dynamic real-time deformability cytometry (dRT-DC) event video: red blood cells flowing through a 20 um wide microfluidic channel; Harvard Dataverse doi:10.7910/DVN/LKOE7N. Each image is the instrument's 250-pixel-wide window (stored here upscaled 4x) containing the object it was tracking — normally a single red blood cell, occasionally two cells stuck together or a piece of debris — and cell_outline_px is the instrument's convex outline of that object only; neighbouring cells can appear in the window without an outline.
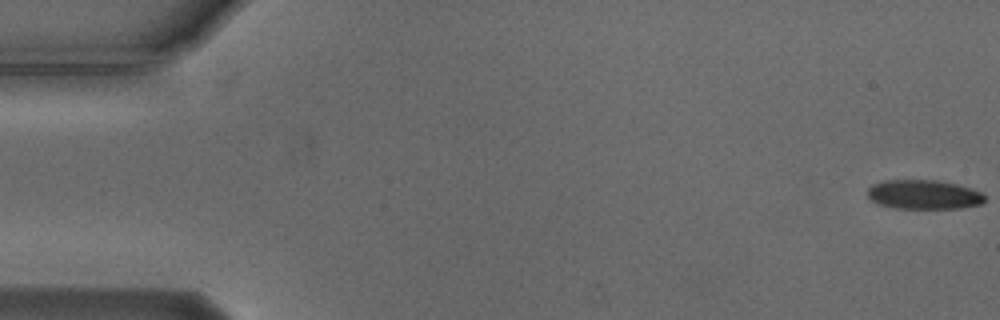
{"species": "Egyptian fruit bat (a non-hibernating species)", "species_latin": "Rousettus aegyptiacus", "temperature_condition": "cold", "stored_images_in_passage": 55, "camera_frame_rate_fps": 3000, "um_per_image_px": 0.085, "animal": {"sex": "male"}, "frame": {"image": 1, "passage_image": 1, "time_ms": 0.0, "image_size_px": [1000, 320], "cell_outline_px": [[984, 200], [980, 204], [960, 208], [896, 208], [880, 204], [872, 200], [868, 196], [868, 188], [872, 184], [884, 180], [936, 180], [956, 184], [972, 188], [980, 192], [984, 196]], "centroid_in_image_um": [78.51, 16.53], "position_along_channel_um": 6.5, "area_um2": 19.83}}
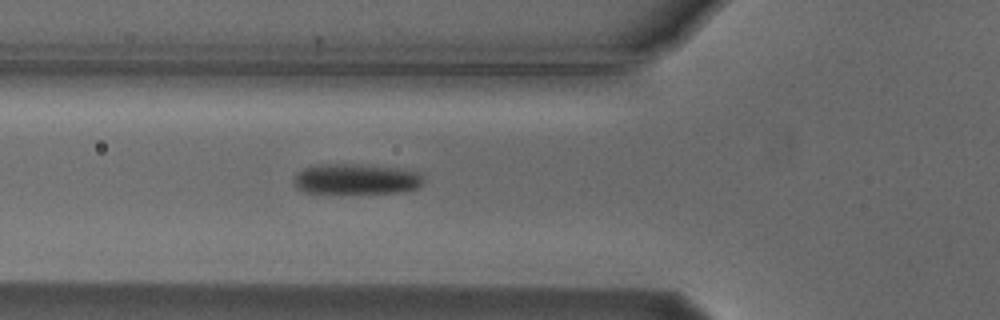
{"frame": {"image": 2, "passage_image": 20, "time_ms": 6.333, "image_size_px": [1000, 320], "cell_outline_px": [[424, 184], [416, 188], [396, 192], [304, 192], [296, 188], [296, 172], [304, 168], [320, 164], [352, 164], [400, 168], [420, 172], [424, 180]], "centroid_in_image_um": [30.31, 15.2], "position_along_channel_um": 95.5, "area_um2": 22.66}}
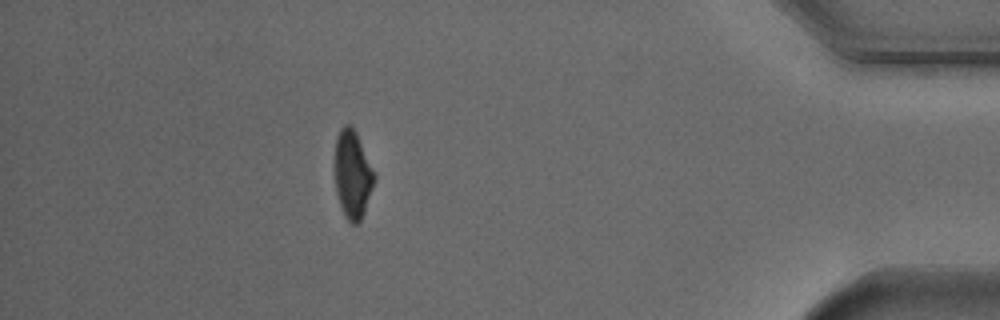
{"frame": {"image": 3, "passage_image": 49, "time_ms": 16.0, "image_size_px": [1000, 320], "cell_outline_px": [[376, 180], [364, 212], [360, 220], [356, 224], [352, 224], [344, 216], [336, 192], [336, 136], [340, 128], [344, 124], [352, 124], [356, 132], [376, 176]], "centroid_in_image_um": [29.98, 14.82], "position_along_channel_um": 405.2, "area_um2": 20.06}, "authors_computed_cell_mechanics": {"area_um2": 22.3686, "velocity_mm_per_s": 3.7324, "shape_relaxation_time_tau1_ms": 2.5449, "shape_relaxation_time_tau2_ms": null, "deformation_change_tau1": 0.1171, "deformation_change_tau2": null}}